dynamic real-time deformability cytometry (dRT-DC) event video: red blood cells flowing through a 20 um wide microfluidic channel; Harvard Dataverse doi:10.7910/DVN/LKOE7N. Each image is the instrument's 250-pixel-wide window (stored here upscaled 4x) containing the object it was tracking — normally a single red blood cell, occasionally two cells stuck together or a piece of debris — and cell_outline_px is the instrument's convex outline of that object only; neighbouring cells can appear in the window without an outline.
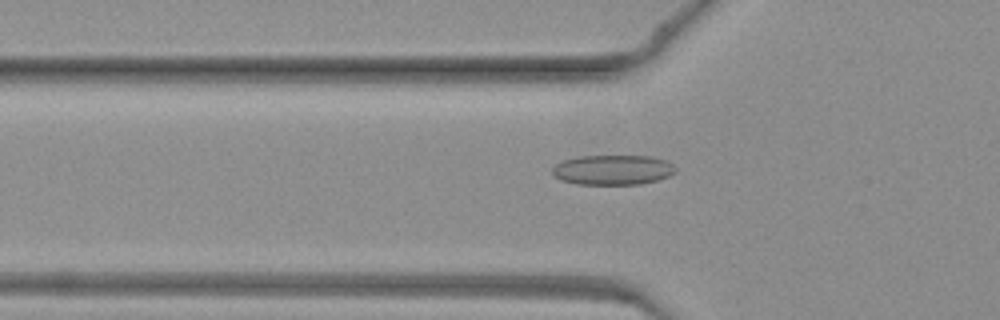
{"species": "common noctule bat (a hibernating species)", "species_latin": "Nyctalus noctula", "temperature_condition": "warm", "stored_images_in_passage": 41, "camera_frame_rate_fps": 3000, "um_per_image_px": 0.085, "animal": {"sex": "female", "body_mass_g": 19.3, "forearm_length_mm": 54.1}, "frame": {"image": 1, "passage_image": 11, "time_ms": 3.333, "image_size_px": [1000, 320], "cell_outline_px": [[676, 172], [668, 176], [656, 180], [640, 184], [576, 184], [560, 180], [552, 176], [552, 168], [556, 164], [564, 160], [576, 156], [648, 156], [664, 160], [672, 164], [676, 168]], "centroid_in_image_um": [52.04, 14.44], "position_along_channel_um": 73.8, "area_um2": 21.5}}
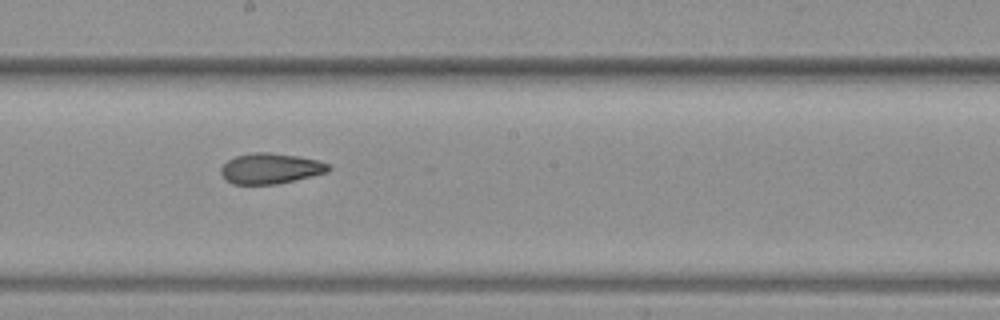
{"frame": {"image": 2, "passage_image": 21, "time_ms": 6.667, "image_size_px": [1000, 320], "cell_outline_px": [[332, 168], [328, 172], [312, 176], [276, 184], [232, 184], [220, 172], [220, 168], [228, 160], [236, 156], [252, 152], [268, 152], [296, 156], [316, 160], [328, 164]], "centroid_in_image_um": [22.99, 14.32], "position_along_channel_um": 225.2, "area_um2": 18.96}}
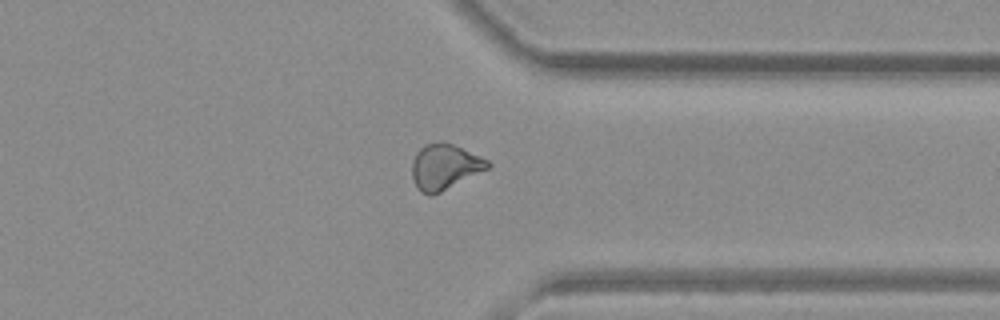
{"frame": {"image": 3, "passage_image": 31, "time_ms": 10.0, "image_size_px": [1000, 320], "cell_outline_px": [[492, 164], [488, 168], [432, 196], [428, 196], [420, 192], [416, 188], [412, 180], [412, 160], [416, 152], [424, 144], [444, 140], [480, 156], [488, 160]], "centroid_in_image_um": [37.75, 14.17], "position_along_channel_um": 373.7, "area_um2": 20.23}}